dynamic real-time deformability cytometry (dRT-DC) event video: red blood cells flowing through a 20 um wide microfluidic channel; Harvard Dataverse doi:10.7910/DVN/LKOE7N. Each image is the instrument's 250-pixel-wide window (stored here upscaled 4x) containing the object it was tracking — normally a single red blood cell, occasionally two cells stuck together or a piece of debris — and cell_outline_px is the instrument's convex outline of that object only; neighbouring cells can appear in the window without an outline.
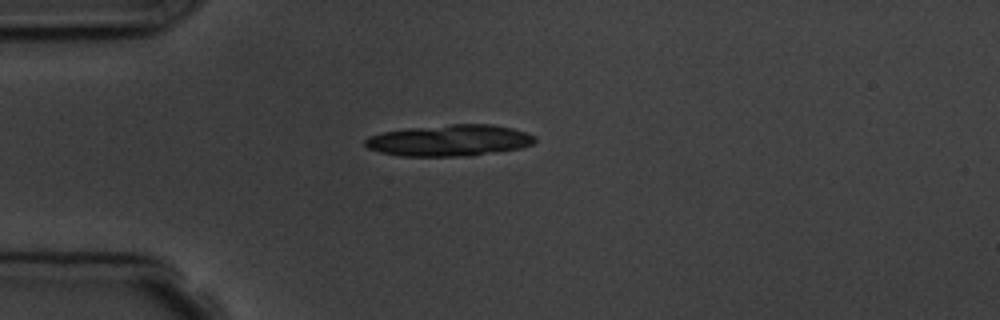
{"species": "common noctule bat (a hibernating species)", "species_latin": "Nyctalus noctula", "temperature_condition": "room temperature", "stored_images_in_passage": 11, "camera_frame_rate_fps": 3000, "um_per_image_px": 0.085, "animal": {"sex": "male", "body_mass_g": 19.5, "forearm_length_mm": 54.6}, "frame": {"image": 1, "passage_image": 4, "time_ms": 4.333, "image_size_px": [1000, 320], "cell_outline_px": [[536, 140], [532, 144], [520, 148], [464, 156], [400, 156], [380, 152], [368, 148], [364, 144], [364, 140], [368, 136], [384, 132], [408, 128], [452, 124], [492, 124], [512, 128], [536, 136]], "centroid_in_image_um": [38.18, 11.93], "position_along_channel_um": 46.8, "area_um2": 30.87}}